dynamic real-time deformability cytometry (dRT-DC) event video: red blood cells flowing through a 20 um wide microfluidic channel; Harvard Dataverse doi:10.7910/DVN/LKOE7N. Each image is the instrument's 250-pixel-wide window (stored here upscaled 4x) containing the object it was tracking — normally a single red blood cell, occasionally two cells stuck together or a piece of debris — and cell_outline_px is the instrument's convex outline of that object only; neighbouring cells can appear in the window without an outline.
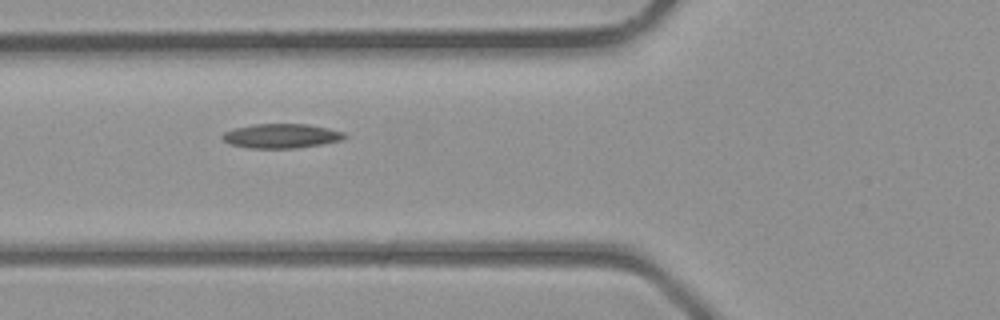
{"species": "common noctule bat (a hibernating species)", "species_latin": "Nyctalus noctula", "temperature_condition": "room temperature", "stored_images_in_passage": 20, "camera_frame_rate_fps": 3000, "um_per_image_px": 0.085, "animal": {"sex": "male", "body_mass_g": 23.1, "forearm_length_mm": 52.7}, "frame": {"image": 1, "passage_image": 3, "time_ms": 0.667, "image_size_px": [1000, 320], "cell_outline_px": [[348, 136], [340, 140], [320, 144], [296, 148], [248, 148], [232, 144], [224, 140], [220, 136], [224, 132], [236, 128], [252, 124], [308, 124], [328, 128], [344, 132]], "centroid_in_image_um": [23.91, 11.55], "position_along_channel_um": 101.9, "area_um2": 17.22}}
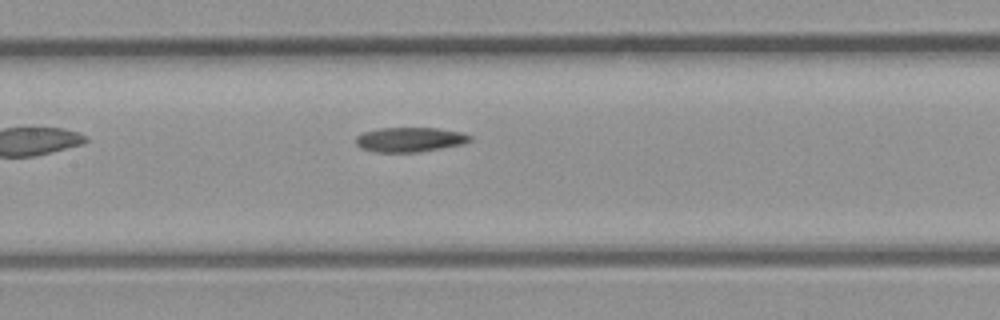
{"frame": {"image": 2, "passage_image": 7, "time_ms": 2.0, "image_size_px": [1000, 320], "cell_outline_px": [[472, 140], [460, 144], [420, 152], [372, 152], [360, 148], [356, 144], [356, 136], [364, 132], [380, 128], [436, 128], [460, 132], [472, 136]], "centroid_in_image_um": [34.79, 11.87], "position_along_channel_um": 172.6, "area_um2": 16.3}}
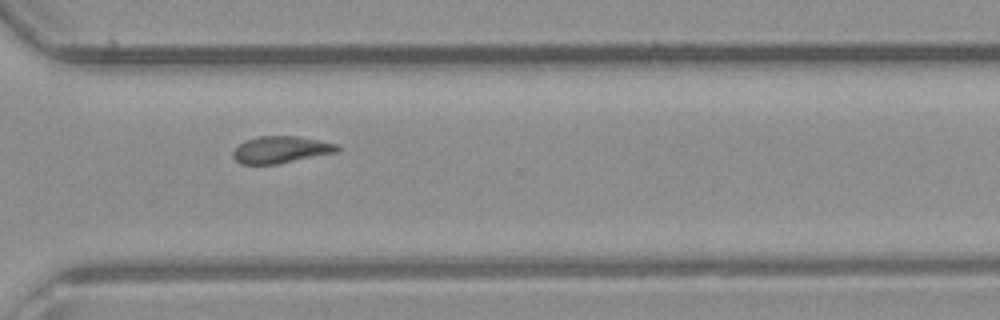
{"frame": {"image": 3, "passage_image": 17, "time_ms": 5.333, "image_size_px": [1000, 320], "cell_outline_px": [[340, 148], [336, 152], [276, 164], [240, 164], [232, 156], [232, 152], [244, 140], [256, 136], [296, 136], [336, 144]], "centroid_in_image_um": [23.81, 12.72], "position_along_channel_um": 346.8, "area_um2": 16.13}}